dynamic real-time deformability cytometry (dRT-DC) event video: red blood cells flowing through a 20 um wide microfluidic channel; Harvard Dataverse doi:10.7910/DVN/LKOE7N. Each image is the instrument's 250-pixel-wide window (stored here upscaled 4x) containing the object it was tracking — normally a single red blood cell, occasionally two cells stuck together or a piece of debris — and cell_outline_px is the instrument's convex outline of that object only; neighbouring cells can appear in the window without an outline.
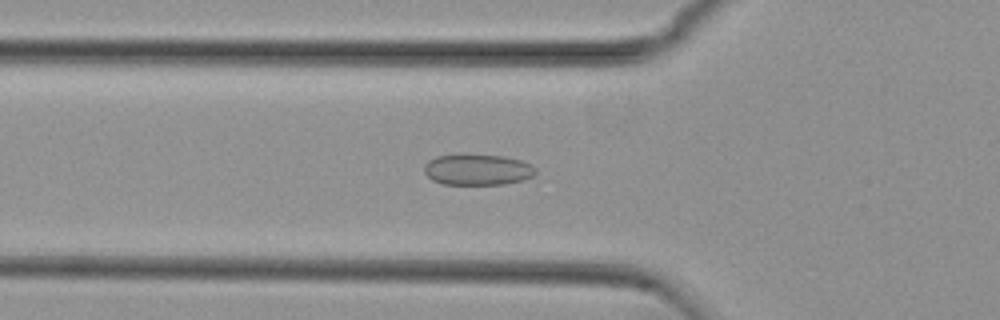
{"species": "common noctule bat (a hibernating species)", "species_latin": "Nyctalus noctula", "temperature_condition": "cold", "stored_images_in_passage": 38, "camera_frame_rate_fps": 3000, "um_per_image_px": 0.085, "animal": {"sex": "female", "body_mass_g": 29.2, "forearm_length_mm": 56.3}, "frame": {"image": 1, "passage_image": 2, "time_ms": 0.333, "image_size_px": [1000, 320], "cell_outline_px": [[536, 172], [532, 176], [524, 180], [504, 184], [444, 184], [432, 180], [424, 172], [424, 164], [428, 160], [436, 156], [504, 156], [520, 160], [532, 164], [536, 168]], "centroid_in_image_um": [40.61, 14.44], "position_along_channel_um": 85.2, "area_um2": 19.77}}
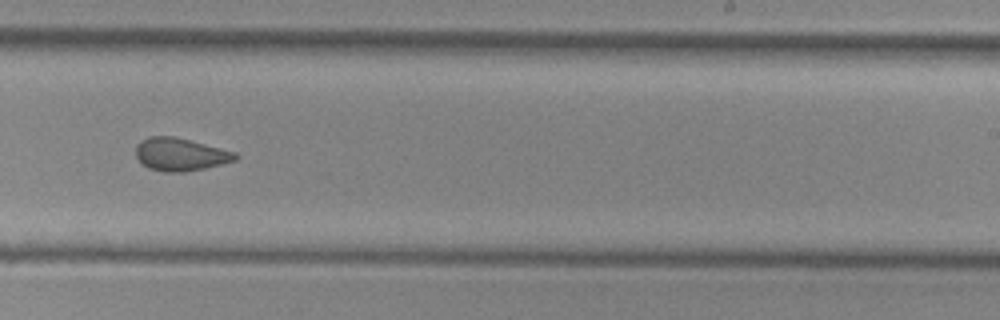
{"frame": {"image": 2, "passage_image": 17, "time_ms": 5.333, "image_size_px": [1000, 320], "cell_outline_px": [[240, 156], [236, 160], [204, 168], [184, 172], [164, 172], [148, 168], [136, 156], [136, 144], [140, 140], [148, 136], [172, 136], [236, 152]], "centroid_in_image_um": [15.31, 13.12], "position_along_channel_um": 273.7, "area_um2": 18.9}}
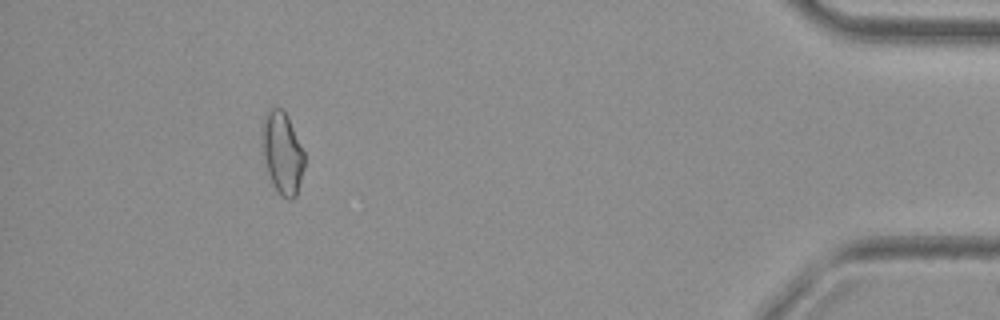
{"frame": {"image": 3, "passage_image": 33, "time_ms": 10.667, "image_size_px": [1000, 320], "cell_outline_px": [[304, 168], [296, 196], [292, 200], [288, 200], [280, 196], [268, 172], [264, 160], [264, 116], [268, 108], [280, 108], [288, 116], [304, 152]], "centroid_in_image_um": [24.04, 13.02], "position_along_channel_um": 411.2, "area_um2": 19.65}}